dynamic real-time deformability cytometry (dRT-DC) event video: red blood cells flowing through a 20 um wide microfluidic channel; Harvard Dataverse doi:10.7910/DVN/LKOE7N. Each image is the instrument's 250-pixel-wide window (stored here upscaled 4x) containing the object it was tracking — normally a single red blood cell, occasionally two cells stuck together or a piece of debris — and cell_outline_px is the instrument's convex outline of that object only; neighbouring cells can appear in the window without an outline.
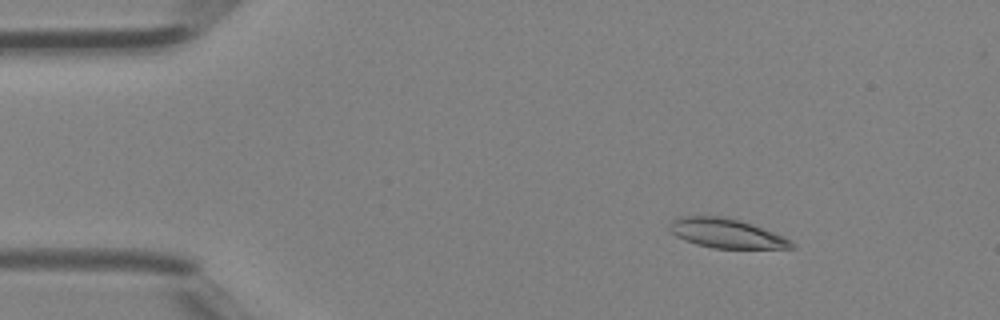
{"species": "Egyptian fruit bat (a non-hibernating species)", "species_latin": "Rousettus aegyptiacus", "temperature_condition": "room temperature", "stored_images_in_passage": 41, "camera_frame_rate_fps": 3000, "um_per_image_px": 0.085, "animal": {"sex": "female"}, "frame": {"image": 1, "passage_image": 5, "time_ms": 1.333, "image_size_px": [1000, 320], "cell_outline_px": [[796, 248], [712, 248], [696, 244], [684, 240], [676, 236], [668, 228], [668, 224], [672, 220], [680, 216], [728, 216], [752, 224], [784, 236], [796, 244]], "centroid_in_image_um": [61.73, 19.82], "position_along_channel_um": 23.3, "area_um2": 21.04}}
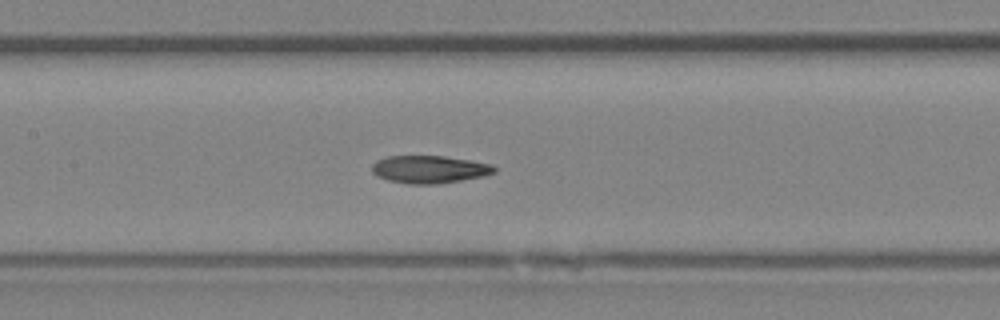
{"frame": {"image": 2, "passage_image": 19, "time_ms": 6.0, "image_size_px": [1000, 320], "cell_outline_px": [[496, 172], [484, 176], [436, 184], [408, 184], [388, 180], [376, 176], [372, 172], [372, 164], [376, 160], [388, 156], [444, 156], [472, 160], [492, 164], [496, 168]], "centroid_in_image_um": [36.5, 14.39], "position_along_channel_um": 170.9, "area_um2": 19.83}}
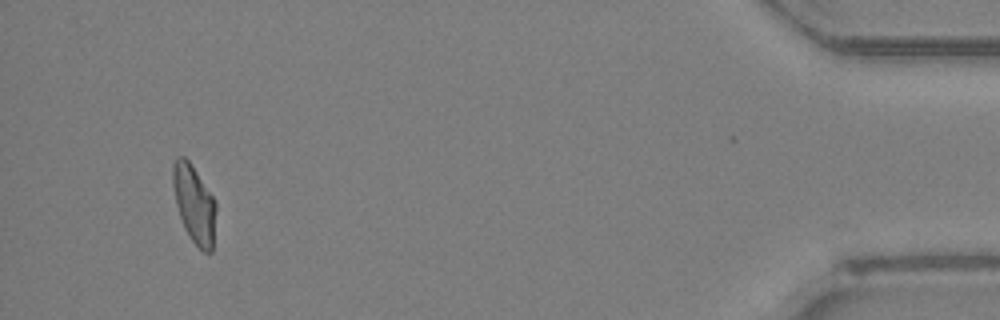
{"frame": {"image": 3, "passage_image": 39, "time_ms": 12.667, "image_size_px": [1000, 320], "cell_outline_px": [[216, 208], [212, 252], [204, 252], [188, 236], [184, 228], [176, 204], [172, 184], [172, 164], [176, 156], [184, 156], [188, 160], [216, 200]], "centroid_in_image_um": [16.49, 17.32], "position_along_channel_um": 418.7, "area_um2": 19.59}}